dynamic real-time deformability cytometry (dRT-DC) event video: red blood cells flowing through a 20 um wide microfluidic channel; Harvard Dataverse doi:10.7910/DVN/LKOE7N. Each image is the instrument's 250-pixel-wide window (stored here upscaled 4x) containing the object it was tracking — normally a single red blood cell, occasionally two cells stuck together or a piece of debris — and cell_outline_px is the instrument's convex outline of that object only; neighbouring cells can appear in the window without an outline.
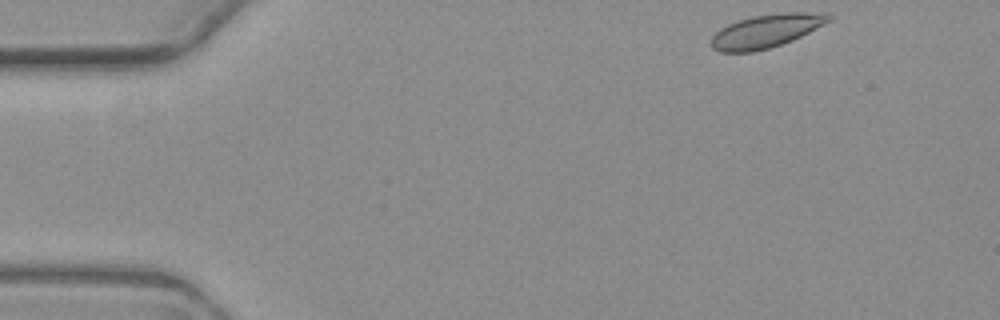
{"species": "common noctule bat (a hibernating species)", "species_latin": "Nyctalus noctula", "temperature_condition": "warm", "stored_images_in_passage": 4, "camera_frame_rate_fps": 3000, "um_per_image_px": 0.085, "animal": {"sex": "female", "body_mass_g": 19.3, "forearm_length_mm": 54.1}, "frame": {"image": 1, "passage_image": 1, "time_ms": 0.0, "image_size_px": [1000, 320], "cell_outline_px": [[832, 20], [792, 40], [768, 48], [752, 52], [720, 52], [712, 48], [712, 36], [720, 28], [728, 24], [752, 16], [784, 12], [828, 12], [832, 16]], "centroid_in_image_um": [65.15, 2.62], "position_along_channel_um": 19.9, "area_um2": 22.72}}
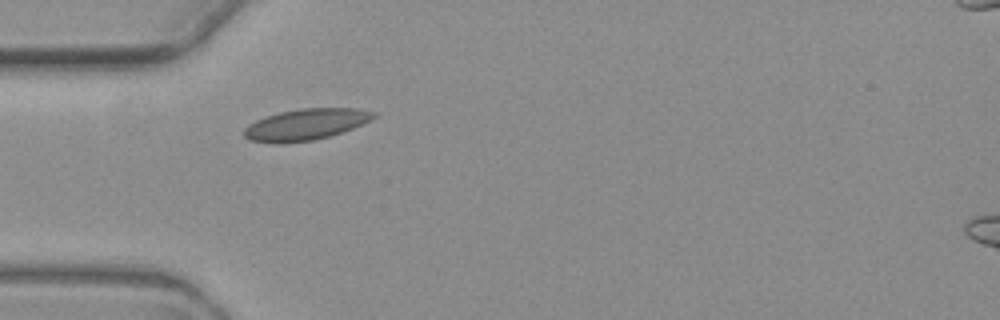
{"frame": {"image": 2, "passage_image": 4, "time_ms": 3.667, "image_size_px": [1000, 320], "cell_outline_px": [[376, 116], [352, 128], [328, 136], [312, 140], [280, 144], [276, 144], [252, 140], [244, 136], [244, 128], [248, 124], [264, 116], [280, 112], [300, 108], [356, 108], [376, 112]], "centroid_in_image_um": [25.94, 10.57], "position_along_channel_um": 59.1, "area_um2": 23.41}}